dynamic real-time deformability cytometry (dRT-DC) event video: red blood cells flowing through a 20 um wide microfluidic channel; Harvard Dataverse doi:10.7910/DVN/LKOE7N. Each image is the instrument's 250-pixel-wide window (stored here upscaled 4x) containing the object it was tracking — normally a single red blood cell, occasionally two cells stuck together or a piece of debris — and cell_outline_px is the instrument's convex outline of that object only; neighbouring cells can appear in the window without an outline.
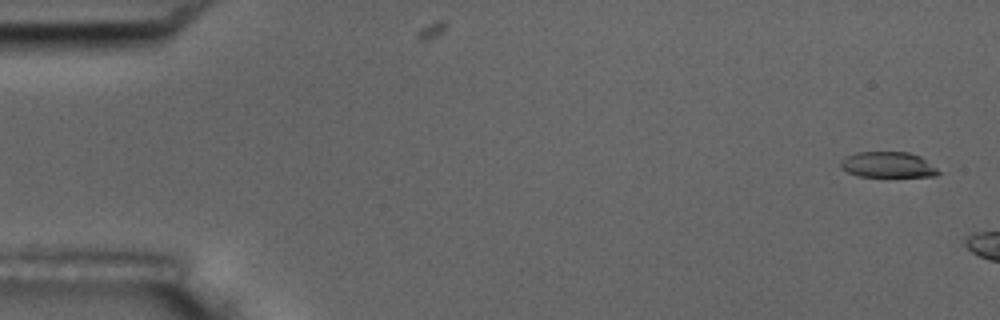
{"species": "common noctule bat (a hibernating species)", "species_latin": "Nyctalus noctula", "temperature_condition": "room temperature", "stored_images_in_passage": 3, "camera_frame_rate_fps": 3000, "um_per_image_px": 0.085, "animal": {"sex": "male", "body_mass_g": 17.5, "forearm_length_mm": 52.3}, "frame": {"image": 1, "passage_image": 1, "time_ms": 0.0, "image_size_px": [1000, 320], "cell_outline_px": [[944, 172], [936, 176], [856, 176], [840, 168], [840, 160], [844, 156], [856, 152], [908, 152], [920, 156]], "centroid_in_image_um": [75.47, 14.0], "position_along_channel_um": 9.5, "area_um2": 14.85}}